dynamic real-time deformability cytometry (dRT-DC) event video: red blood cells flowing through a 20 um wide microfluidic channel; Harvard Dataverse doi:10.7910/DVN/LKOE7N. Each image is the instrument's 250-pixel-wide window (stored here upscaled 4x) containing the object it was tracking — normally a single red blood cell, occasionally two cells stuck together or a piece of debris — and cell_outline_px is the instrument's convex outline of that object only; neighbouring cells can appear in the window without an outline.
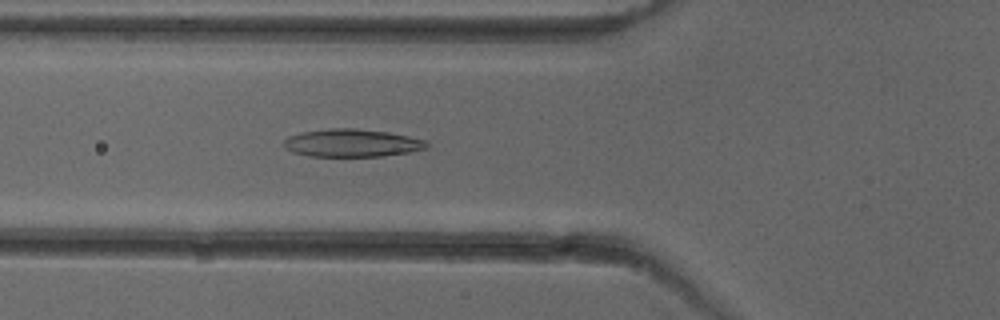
{"species": "common noctule bat (a hibernating species)", "species_latin": "Nyctalus noctula", "temperature_condition": "cold", "stored_images_in_passage": 48, "camera_frame_rate_fps": 3000, "um_per_image_px": 0.085, "animal": {"sex": "female"}, "frame": {"image": 1, "passage_image": 15, "time_ms": 4.667, "image_size_px": [1000, 320], "cell_outline_px": [[428, 148], [408, 152], [384, 156], [308, 156], [292, 152], [284, 148], [284, 140], [288, 136], [300, 132], [328, 128], [352, 128], [388, 132], [408, 136], [424, 140], [428, 144]], "centroid_in_image_um": [29.87, 12.15], "position_along_channel_um": 95.9, "area_um2": 23.18}}
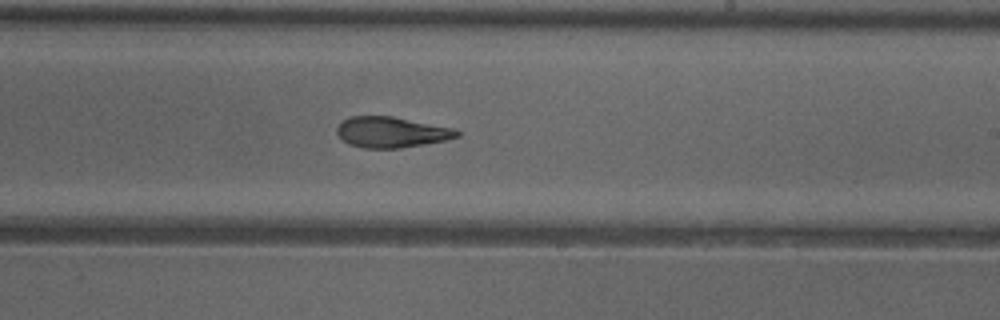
{"frame": {"image": 2, "passage_image": 27, "time_ms": 8.667, "image_size_px": [1000, 320], "cell_outline_px": [[460, 136], [448, 140], [400, 148], [364, 148], [348, 144], [336, 132], [336, 128], [348, 116], [392, 116], [456, 128], [460, 132]], "centroid_in_image_um": [33.31, 11.23], "position_along_channel_um": 255.7, "area_um2": 21.62}}
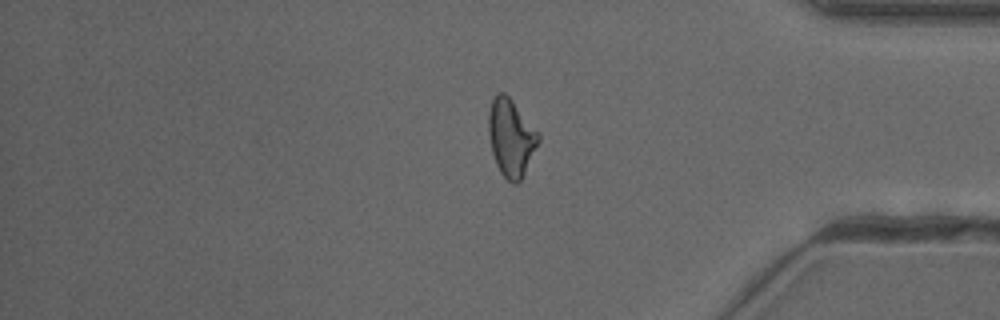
{"frame": {"image": 3, "passage_image": 39, "time_ms": 12.667, "image_size_px": [1000, 320], "cell_outline_px": [[540, 140], [520, 180], [516, 184], [512, 184], [500, 172], [496, 164], [492, 152], [488, 132], [488, 112], [492, 100], [496, 92], [504, 92], [512, 100], [540, 132]], "centroid_in_image_um": [43.43, 11.66], "position_along_channel_um": 391.8, "area_um2": 22.48}, "authors_computed_cell_mechanics": {"area_um2": 22.5131, "velocity_mm_per_s": 3.9745, "shape_relaxation_time_tau1_ms": 7.148, "shape_relaxation_time_tau2_ms": 2.8134, "deformation_change_tau1": 0.1807, "deformation_change_tau2": 0.1148}}